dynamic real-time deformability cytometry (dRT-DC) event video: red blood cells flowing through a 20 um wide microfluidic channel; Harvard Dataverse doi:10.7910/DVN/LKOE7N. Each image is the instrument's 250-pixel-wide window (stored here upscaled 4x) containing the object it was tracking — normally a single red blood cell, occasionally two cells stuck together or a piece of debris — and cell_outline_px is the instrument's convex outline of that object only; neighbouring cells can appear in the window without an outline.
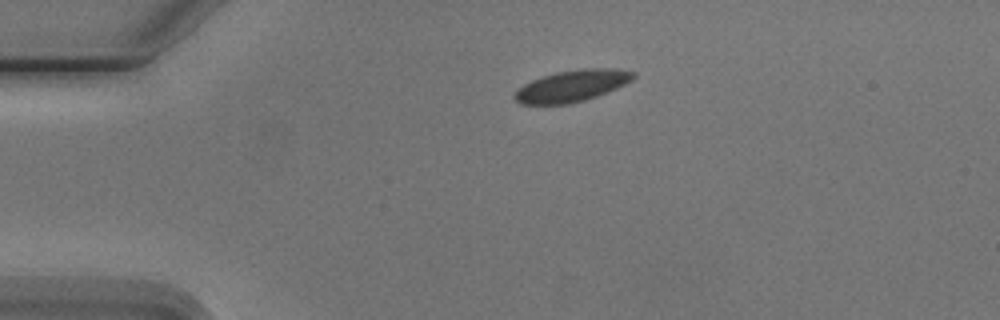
{"species": "Egyptian fruit bat (a non-hibernating species)", "species_latin": "Rousettus aegyptiacus", "temperature_condition": "cold", "stored_images_in_passage": 5, "camera_frame_rate_fps": 3000, "um_per_image_px": 0.085, "animal": {"sex": "male"}, "frame": {"image": 1, "passage_image": 1, "time_ms": 0.0, "image_size_px": [1000, 320], "cell_outline_px": [[636, 76], [632, 80], [616, 88], [596, 96], [584, 100], [568, 104], [520, 104], [512, 96], [516, 88], [540, 76], [556, 72], [580, 68], [612, 68], [636, 72]], "centroid_in_image_um": [48.58, 7.29], "position_along_channel_um": 36.4, "area_um2": 21.96}}
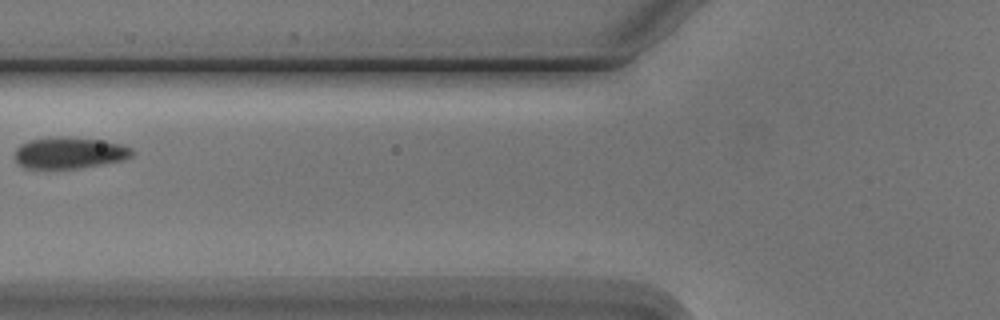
{"frame": {"image": 2, "passage_image": 4, "time_ms": 3.333, "image_size_px": [1000, 320], "cell_outline_px": [[136, 152], [132, 156], [124, 160], [80, 168], [24, 168], [16, 160], [16, 148], [20, 144], [28, 140], [60, 136], [68, 136], [104, 140], [124, 144], [132, 148]], "centroid_in_image_um": [5.97, 12.97], "position_along_channel_um": 119.8, "area_um2": 21.79}}
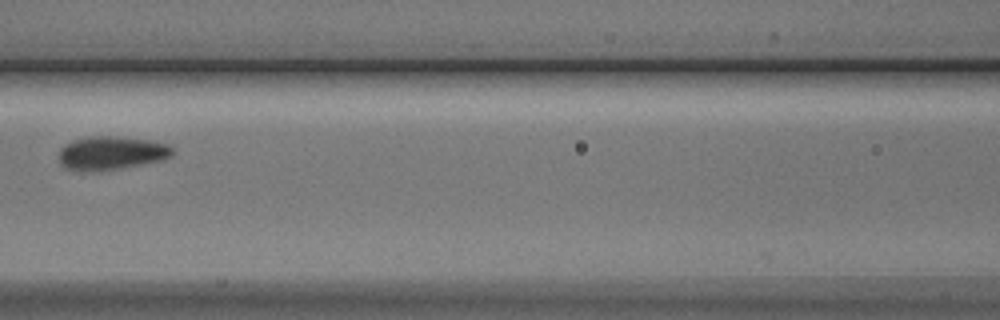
{"frame": {"image": 3, "passage_image": 5, "time_ms": 4.333, "image_size_px": [1000, 320], "cell_outline_px": [[172, 156], [164, 160], [100, 172], [80, 172], [64, 168], [60, 164], [60, 148], [64, 144], [72, 140], [88, 136], [108, 136], [148, 140], [168, 144], [172, 148]], "centroid_in_image_um": [9.41, 13.03], "position_along_channel_um": 157.2, "area_um2": 22.54}}